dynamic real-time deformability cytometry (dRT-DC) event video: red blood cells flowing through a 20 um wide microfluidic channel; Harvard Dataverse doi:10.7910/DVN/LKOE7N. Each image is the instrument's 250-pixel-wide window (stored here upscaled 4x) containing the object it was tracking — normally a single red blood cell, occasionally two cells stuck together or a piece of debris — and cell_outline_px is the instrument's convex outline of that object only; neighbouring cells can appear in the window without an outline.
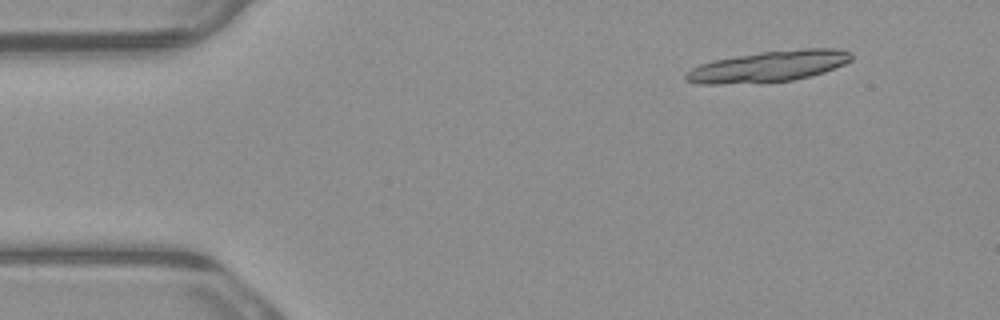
{"species": "common noctule bat (a hibernating species)", "species_latin": "Nyctalus noctula", "temperature_condition": "warm", "stored_images_in_passage": 5, "camera_frame_rate_fps": 3000, "um_per_image_px": 0.085, "animal": {"sex": "male", "body_mass_g": 23.1, "forearm_length_mm": 52.7}, "frame": {"image": 1, "passage_image": 1, "time_ms": 0.0, "image_size_px": [1000, 320], "cell_outline_px": [[852, 60], [844, 64], [824, 72], [812, 76], [792, 80], [720, 84], [700, 84], [684, 80], [684, 76], [692, 68], [700, 64], [712, 60], [764, 52], [804, 48], [836, 48], [852, 52]], "centroid_in_image_um": [65.36, 5.63], "position_along_channel_um": 19.6, "area_um2": 29.65}}
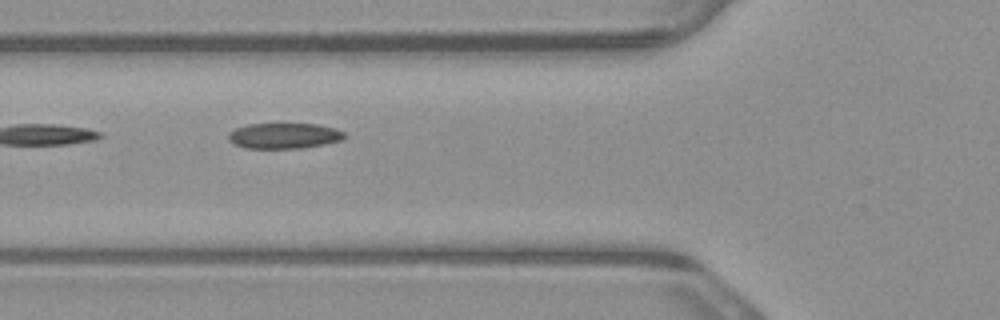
{"frame": {"image": 2, "passage_image": 5, "time_ms": 1.333, "image_size_px": [1000, 320], "cell_outline_px": [[348, 136], [340, 140], [324, 144], [300, 148], [244, 148], [232, 144], [228, 140], [228, 132], [236, 128], [248, 124], [316, 124], [336, 128], [344, 132]], "centroid_in_image_um": [24.12, 11.54], "position_along_channel_um": 101.7, "area_um2": 17.4}}